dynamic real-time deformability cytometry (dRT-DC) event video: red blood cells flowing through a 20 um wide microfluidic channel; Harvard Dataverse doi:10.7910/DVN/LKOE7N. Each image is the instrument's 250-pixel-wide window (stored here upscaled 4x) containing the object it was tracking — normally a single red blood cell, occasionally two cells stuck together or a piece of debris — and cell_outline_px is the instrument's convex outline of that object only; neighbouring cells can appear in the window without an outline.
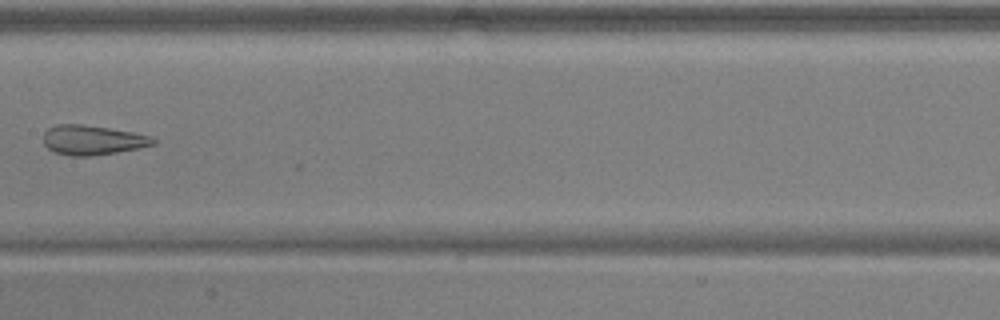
{"species": "common noctule bat (a hibernating species)", "species_latin": "Nyctalus noctula", "temperature_condition": "warm", "stored_images_in_passage": 8, "camera_frame_rate_fps": 3000, "um_per_image_px": 0.085, "animal": {"sex": "male", "body_mass_g": 17.9, "forearm_length_mm": 54.2}, "frame": {"image": 1, "passage_image": 7, "time_ms": 2.0, "image_size_px": [1000, 320], "cell_outline_px": [[156, 144], [116, 152], [88, 156], [68, 156], [56, 152], [48, 148], [44, 144], [44, 132], [48, 128], [56, 124], [80, 124], [108, 128], [132, 132], [152, 136], [156, 140]], "centroid_in_image_um": [7.85, 11.9], "position_along_channel_um": 199.6, "area_um2": 18.79}}
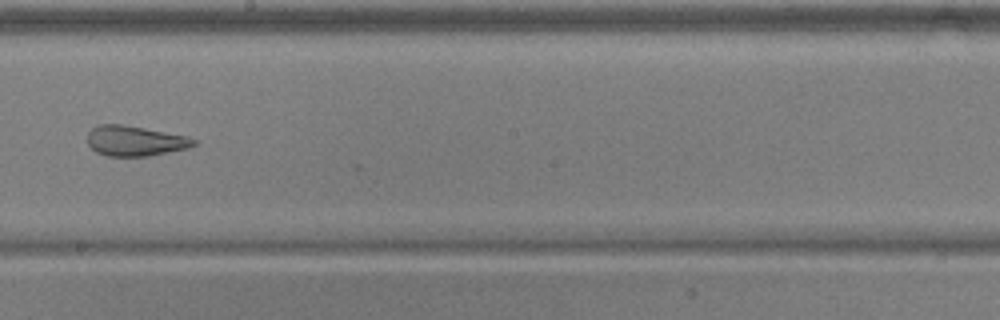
{"frame": {"image": 2, "passage_image": 8, "time_ms": 2.333, "image_size_px": [1000, 320], "cell_outline_px": [[196, 144], [188, 148], [148, 156], [108, 156], [96, 152], [88, 144], [88, 132], [92, 128], [100, 124], [120, 124], [144, 128], [188, 136], [196, 140]], "centroid_in_image_um": [11.47, 11.97], "position_along_channel_um": 236.7, "area_um2": 18.61}}